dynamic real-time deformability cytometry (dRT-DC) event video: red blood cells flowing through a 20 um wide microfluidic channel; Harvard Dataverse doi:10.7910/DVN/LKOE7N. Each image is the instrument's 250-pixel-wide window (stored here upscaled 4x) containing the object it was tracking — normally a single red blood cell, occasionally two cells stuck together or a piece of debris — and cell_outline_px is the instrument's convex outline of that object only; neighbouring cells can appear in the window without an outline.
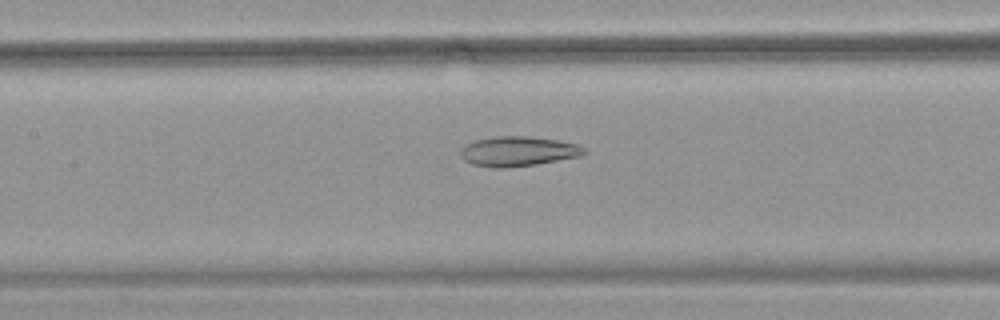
{"species": "common noctule bat (a hibernating species)", "species_latin": "Nyctalus noctula", "temperature_condition": "warm", "stored_images_in_passage": 54, "camera_frame_rate_fps": 3000, "um_per_image_px": 0.085, "animal": {"sex": "female", "body_mass_g": 18.4}, "frame": {"image": 1, "passage_image": 26, "time_ms": 8.333, "image_size_px": [1000, 320], "cell_outline_px": [[588, 152], [580, 156], [536, 164], [504, 168], [492, 168], [472, 164], [464, 160], [460, 156], [460, 148], [476, 140], [496, 136], [524, 136], [556, 140], [576, 144], [584, 148]], "centroid_in_image_um": [44.0, 12.87], "position_along_channel_um": 163.4, "area_um2": 21.33}}
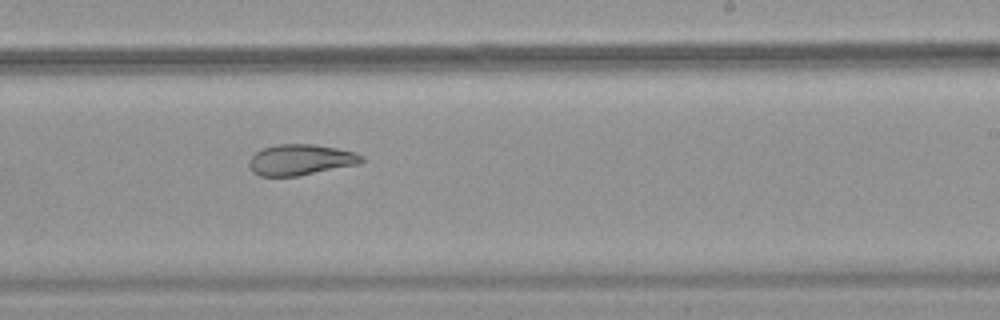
{"frame": {"image": 2, "passage_image": 34, "time_ms": 11.0, "image_size_px": [1000, 320], "cell_outline_px": [[364, 160], [356, 164], [296, 176], [260, 176], [252, 172], [248, 164], [252, 156], [256, 152], [264, 148], [276, 144], [316, 144], [356, 152], [364, 156]], "centroid_in_image_um": [25.53, 13.57], "position_along_channel_um": 263.5, "area_um2": 20.06}}
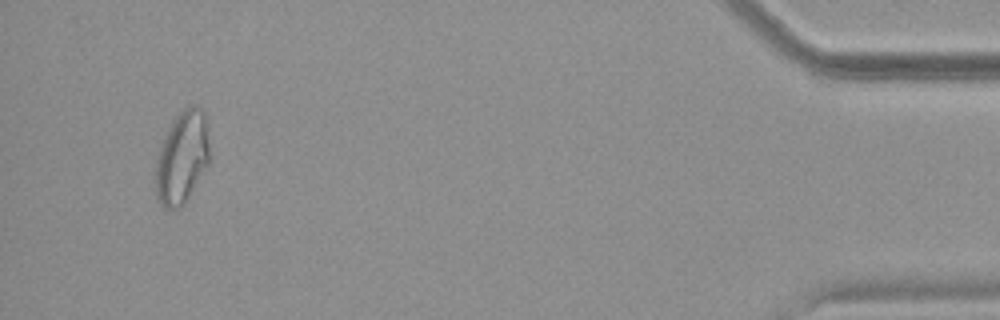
{"frame": {"image": 3, "passage_image": 52, "time_ms": 17.0, "image_size_px": [1000, 320], "cell_outline_px": [[208, 164], [188, 196], [180, 208], [164, 208], [160, 204], [156, 196], [156, 160], [164, 136], [172, 120], [184, 108], [192, 104], [196, 104], [204, 112], [208, 144]], "centroid_in_image_um": [15.45, 13.37], "position_along_channel_um": 419.8, "area_um2": 28.55}, "authors_computed_cell_mechanics": {"area_um2": 26.5013, "velocity_mm_per_s": 3.7657, "shape_relaxation_time_tau1_ms": null, "shape_relaxation_time_tau2_ms": 3.8298, "deformation_change_tau1": null, "deformation_change_tau2": 0.1261}}